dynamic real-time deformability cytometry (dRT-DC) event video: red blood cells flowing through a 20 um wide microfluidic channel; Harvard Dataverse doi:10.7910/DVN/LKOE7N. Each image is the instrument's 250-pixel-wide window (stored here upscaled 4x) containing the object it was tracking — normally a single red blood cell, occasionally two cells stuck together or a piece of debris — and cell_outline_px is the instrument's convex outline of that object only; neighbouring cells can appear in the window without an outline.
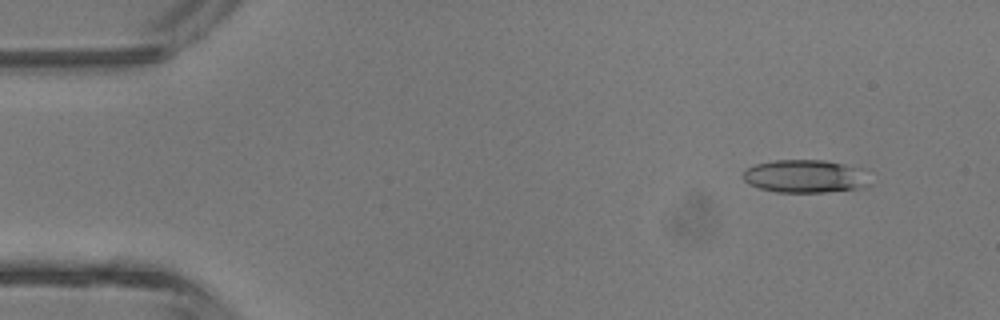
{"species": "common noctule bat (a hibernating species)", "species_latin": "Nyctalus noctula", "temperature_condition": "room temperature", "stored_images_in_passage": 3, "camera_frame_rate_fps": 3000, "um_per_image_px": 0.085, "animal": {"sex": "male", "body_mass_g": 13.3}, "frame": {"image": 1, "passage_image": 1, "time_ms": 0.0, "image_size_px": [1000, 320], "cell_outline_px": [[872, 184], [868, 188], [824, 192], [776, 192], [760, 188], [748, 184], [744, 180], [744, 172], [748, 168], [756, 164], [776, 160], [824, 160], [868, 168]], "centroid_in_image_um": [68.61, 14.99], "position_along_channel_um": 16.4, "area_um2": 25.09}}